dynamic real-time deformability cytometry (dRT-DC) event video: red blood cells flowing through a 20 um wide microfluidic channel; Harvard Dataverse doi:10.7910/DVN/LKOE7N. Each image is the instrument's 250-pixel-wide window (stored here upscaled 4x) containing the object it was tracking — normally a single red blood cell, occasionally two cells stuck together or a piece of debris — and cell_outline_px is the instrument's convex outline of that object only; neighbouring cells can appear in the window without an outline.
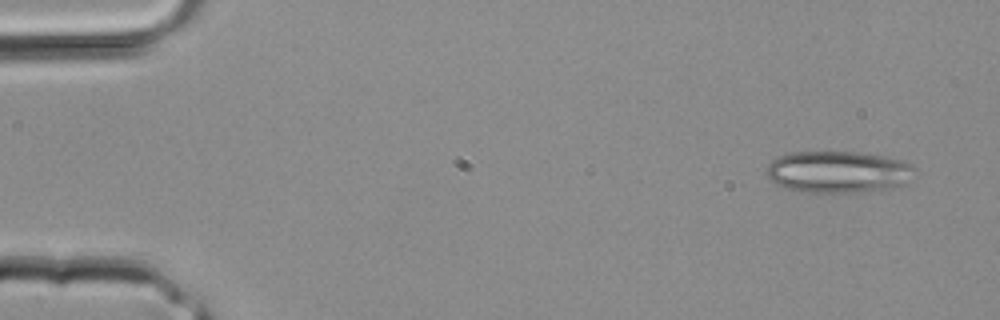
{"species": "common noctule bat (a hibernating species)", "species_latin": "Nyctalus noctula", "temperature_condition": "room temperature", "stored_images_in_passage": 3, "camera_frame_rate_fps": 3000, "um_per_image_px": 0.085, "animal": {"sex": "male", "body_mass_g": 20.4}, "frame": {"image": 1, "passage_image": 1, "time_ms": 0.0, "image_size_px": [1000, 320], "cell_outline_px": [[916, 168], [912, 180], [904, 184], [892, 188], [856, 192], [812, 192], [788, 188], [776, 184], [764, 176], [768, 164], [772, 160], [780, 156], [792, 152], [856, 152], [884, 156], [900, 160], [912, 164]], "centroid_in_image_um": [71.27, 14.61], "position_along_channel_um": 13.7, "area_um2": 36.18}}